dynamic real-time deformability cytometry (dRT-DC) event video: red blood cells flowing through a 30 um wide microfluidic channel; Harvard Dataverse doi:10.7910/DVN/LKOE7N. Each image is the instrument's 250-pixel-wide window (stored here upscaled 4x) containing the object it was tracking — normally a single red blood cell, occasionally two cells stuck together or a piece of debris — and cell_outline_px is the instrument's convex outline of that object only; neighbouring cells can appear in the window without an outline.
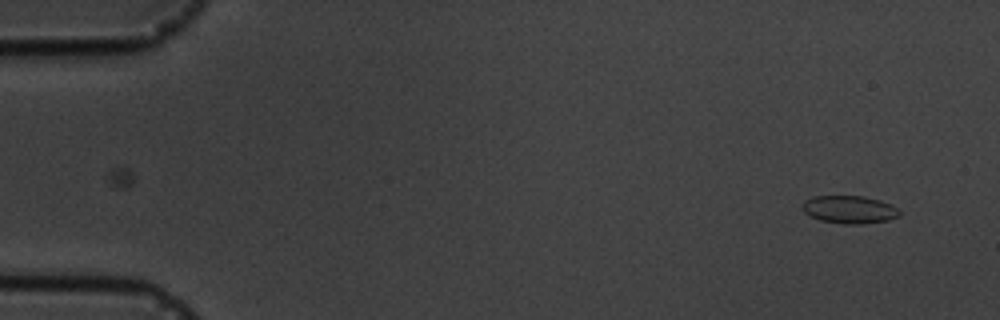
{"species": "common noctule bat (a hibernating species)", "species_latin": "Nyctalus noctula", "temperature_condition": "cold", "stored_images_in_passage": 4, "camera_frame_rate_fps": 3000, "um_per_image_px": 0.085, "animal": {"sex": "male", "body_mass_g": 19.5, "forearm_length_mm": 54.6}, "frame": {"image": 1, "passage_image": 1, "time_ms": 0.0, "image_size_px": [1000, 320], "cell_outline_px": [[900, 216], [888, 220], [860, 224], [844, 224], [820, 220], [808, 216], [804, 212], [804, 200], [812, 196], [864, 196], [880, 200], [892, 204], [900, 212]], "centroid_in_image_um": [72.2, 17.81], "position_along_channel_um": 12.8, "area_um2": 15.78}}
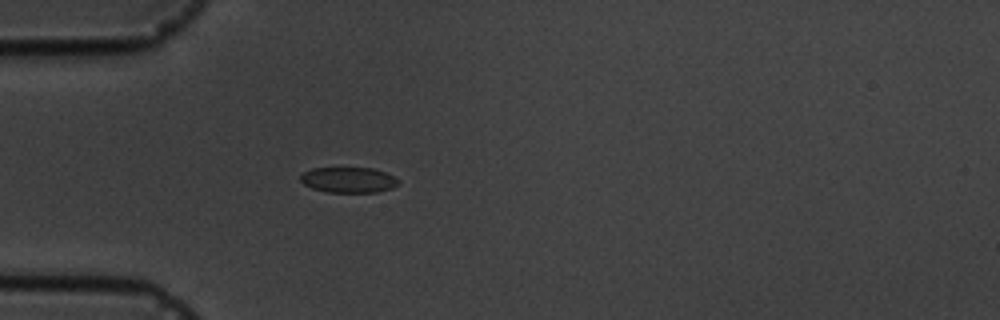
{"frame": {"image": 2, "passage_image": 4, "time_ms": 4.333, "image_size_px": [1000, 320], "cell_outline_px": [[400, 180], [392, 188], [376, 192], [328, 192], [312, 188], [304, 184], [300, 180], [300, 176], [304, 172], [312, 168], [372, 168], [384, 172]], "centroid_in_image_um": [29.6, 15.29], "position_along_channel_um": 55.4, "area_um2": 14.39}}